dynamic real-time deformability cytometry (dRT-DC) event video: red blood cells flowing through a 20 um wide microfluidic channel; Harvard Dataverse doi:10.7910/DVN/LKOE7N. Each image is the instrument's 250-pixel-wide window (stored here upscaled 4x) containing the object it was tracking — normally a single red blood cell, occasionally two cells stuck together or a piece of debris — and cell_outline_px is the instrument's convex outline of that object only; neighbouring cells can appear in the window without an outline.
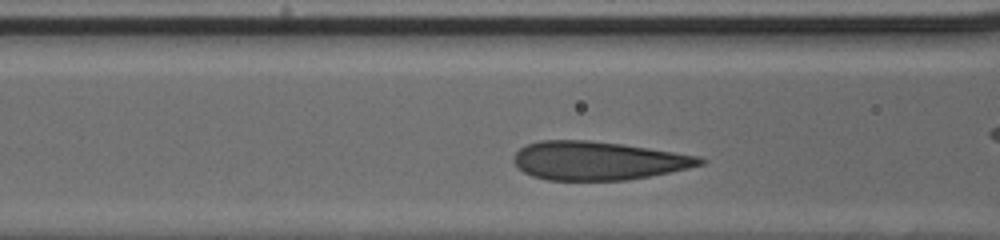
{"species": "human", "species_latin": "Homo sapiens", "temperature_condition": "cold", "stored_images_in_passage": 25, "camera_frame_rate_fps": 3000, "um_per_image_px": 0.085, "donor": {"sex": "male"}, "frame": {"image": 1, "passage_image": 4, "time_ms": 1.0, "image_size_px": [1000, 240], "cell_outline_px": [[708, 160], [704, 164], [688, 168], [628, 180], [548, 180], [532, 176], [524, 172], [512, 160], [516, 152], [524, 144], [540, 140], [588, 140], [624, 144], [700, 156]], "centroid_in_image_um": [50.83, 13.65], "position_along_channel_um": 115.8, "area_um2": 41.91}}
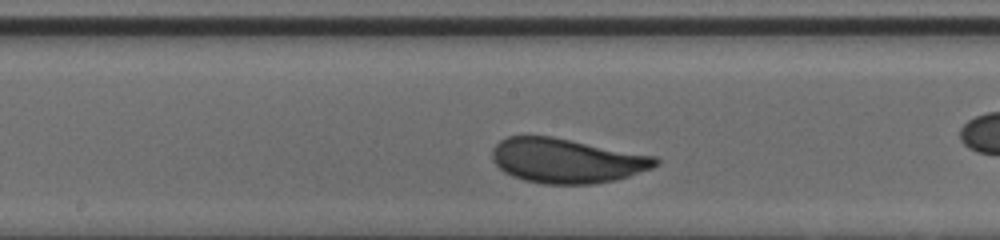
{"frame": {"image": 2, "passage_image": 10, "time_ms": 3.0, "image_size_px": [1000, 240], "cell_outline_px": [[660, 160], [652, 168], [628, 176], [612, 180], [592, 184], [544, 184], [524, 180], [512, 176], [504, 172], [492, 160], [492, 148], [500, 140], [508, 136], [552, 136], [656, 156]], "centroid_in_image_um": [48.14, 13.65], "position_along_channel_um": 200.1, "area_um2": 42.37}}
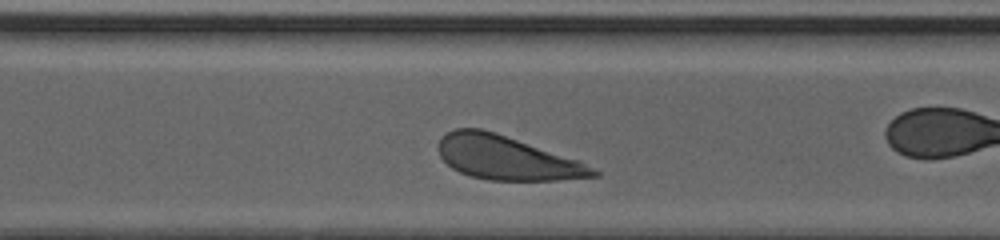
{"frame": {"image": 3, "passage_image": 19, "time_ms": 6.0, "image_size_px": [1000, 240], "cell_outline_px": [[600, 176], [556, 180], [488, 180], [472, 176], [460, 172], [452, 168], [440, 156], [436, 148], [440, 140], [448, 132], [456, 128], [480, 128], [496, 132], [580, 160], [600, 172]], "centroid_in_image_um": [43.08, 13.41], "position_along_channel_um": 327.5, "area_um2": 39.59}}